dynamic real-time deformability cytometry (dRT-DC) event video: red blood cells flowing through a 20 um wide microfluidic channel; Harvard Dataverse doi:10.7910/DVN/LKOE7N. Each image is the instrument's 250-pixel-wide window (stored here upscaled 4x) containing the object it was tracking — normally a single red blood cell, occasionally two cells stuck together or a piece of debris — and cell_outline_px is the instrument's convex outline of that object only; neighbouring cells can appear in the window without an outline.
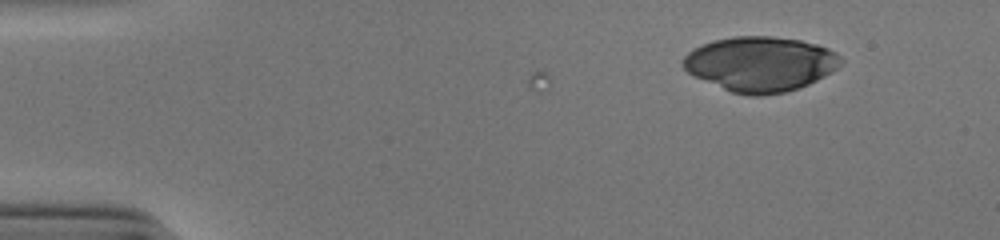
{"species": "human", "species_latin": "Homo sapiens", "temperature_condition": "cold", "stored_images_in_passage": 6, "camera_frame_rate_fps": 3000, "um_per_image_px": 0.085, "donor": {"sex": "male"}, "frame": {"image": 1, "passage_image": 1, "time_ms": 0.0, "image_size_px": [1000, 240], "cell_outline_px": [[844, 60], [832, 72], [800, 88], [784, 92], [760, 96], [748, 96], [732, 92], [692, 76], [680, 64], [680, 60], [692, 48], [712, 40], [732, 36], [772, 36], [800, 40], [816, 44], [828, 48], [836, 52]], "centroid_in_image_um": [64.59, 5.43], "position_along_channel_um": 20.4, "area_um2": 50.86}}